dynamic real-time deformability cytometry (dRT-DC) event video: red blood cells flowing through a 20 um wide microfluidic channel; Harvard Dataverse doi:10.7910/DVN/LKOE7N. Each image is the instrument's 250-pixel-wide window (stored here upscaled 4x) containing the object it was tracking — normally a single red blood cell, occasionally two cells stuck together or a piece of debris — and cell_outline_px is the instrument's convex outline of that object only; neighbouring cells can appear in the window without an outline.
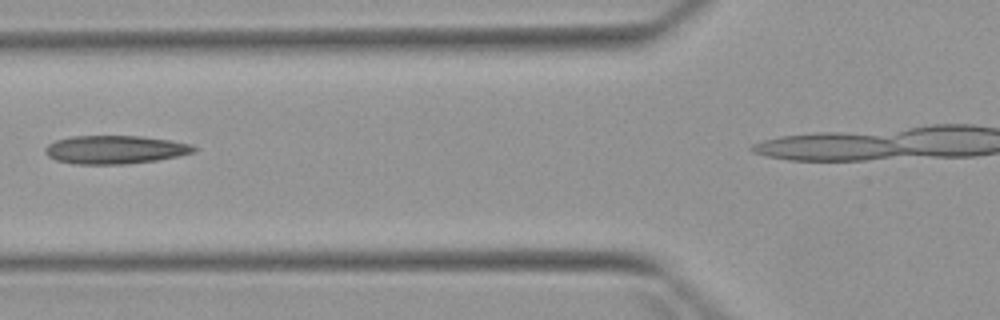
{"species": "Egyptian fruit bat (a non-hibernating species)", "species_latin": "Rousettus aegyptiacus", "temperature_condition": "warm", "stored_images_in_passage": 4, "segment_of_instrument_passage": [1, 2], "camera_frame_rate_fps": 3000, "um_per_image_px": 0.085, "animal": {"sex": "female"}, "frame": {"image": 1, "passage_image": 3, "time_ms": 2.333, "image_size_px": [1000, 320], "cell_outline_px": [[200, 148], [196, 152], [180, 156], [156, 160], [124, 164], [76, 164], [56, 160], [48, 156], [44, 152], [44, 148], [48, 144], [56, 140], [72, 136], [140, 136], [168, 140], [192, 144]], "centroid_in_image_um": [9.81, 12.72], "position_along_channel_um": 116.0, "area_um2": 24.68}}